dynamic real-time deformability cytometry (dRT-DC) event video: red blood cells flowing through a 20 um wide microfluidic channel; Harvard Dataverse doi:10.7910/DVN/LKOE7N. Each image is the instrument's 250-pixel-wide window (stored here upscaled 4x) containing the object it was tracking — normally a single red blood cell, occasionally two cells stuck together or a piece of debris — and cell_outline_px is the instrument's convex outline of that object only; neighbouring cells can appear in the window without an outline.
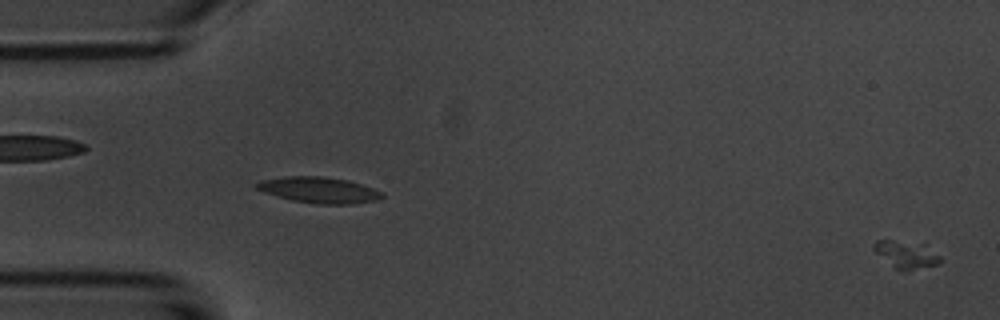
{"species": "common noctule bat (a hibernating species)", "species_latin": "Nyctalus noctula", "temperature_condition": "room temperature", "stored_images_in_passage": 6, "camera_frame_rate_fps": 3000, "um_per_image_px": 0.085, "animal": {"sex": "male", "body_mass_g": 20.1, "forearm_length_mm": 53.5}, "frame": {"image": 1, "passage_image": 6, "time_ms": 5.667, "image_size_px": [1000, 320], "cell_outline_px": [[940, 264], [904, 272], [900, 272], [876, 252], [872, 248], [872, 244], [876, 240], [892, 240], [924, 244], [940, 256]], "centroid_in_image_um": [77.03, 21.65], "position_along_channel_um": 8.0, "area_um2": 10.64}}